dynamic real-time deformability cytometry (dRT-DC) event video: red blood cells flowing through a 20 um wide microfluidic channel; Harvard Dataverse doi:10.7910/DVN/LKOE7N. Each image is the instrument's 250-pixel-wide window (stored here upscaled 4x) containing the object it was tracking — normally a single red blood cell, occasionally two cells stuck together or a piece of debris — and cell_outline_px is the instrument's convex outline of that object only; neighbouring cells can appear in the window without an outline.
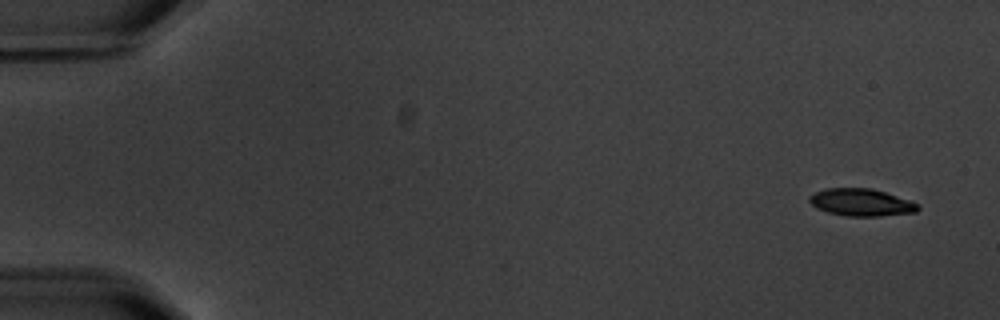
{"species": "common noctule bat (a hibernating species)", "species_latin": "Nyctalus noctula", "temperature_condition": "warm", "stored_images_in_passage": 4, "camera_frame_rate_fps": 3000, "um_per_image_px": 0.085, "animal": {"sex": "male", "body_mass_g": 20.1, "forearm_length_mm": 53.5}, "frame": {"image": 1, "passage_image": 1, "time_ms": 0.0, "image_size_px": [1000, 320], "cell_outline_px": [[920, 208], [916, 212], [880, 216], [848, 216], [828, 212], [816, 208], [808, 200], [808, 196], [824, 188], [872, 188], [908, 200], [916, 204]], "centroid_in_image_um": [73.16, 17.2], "position_along_channel_um": 11.8, "area_um2": 17.11}}